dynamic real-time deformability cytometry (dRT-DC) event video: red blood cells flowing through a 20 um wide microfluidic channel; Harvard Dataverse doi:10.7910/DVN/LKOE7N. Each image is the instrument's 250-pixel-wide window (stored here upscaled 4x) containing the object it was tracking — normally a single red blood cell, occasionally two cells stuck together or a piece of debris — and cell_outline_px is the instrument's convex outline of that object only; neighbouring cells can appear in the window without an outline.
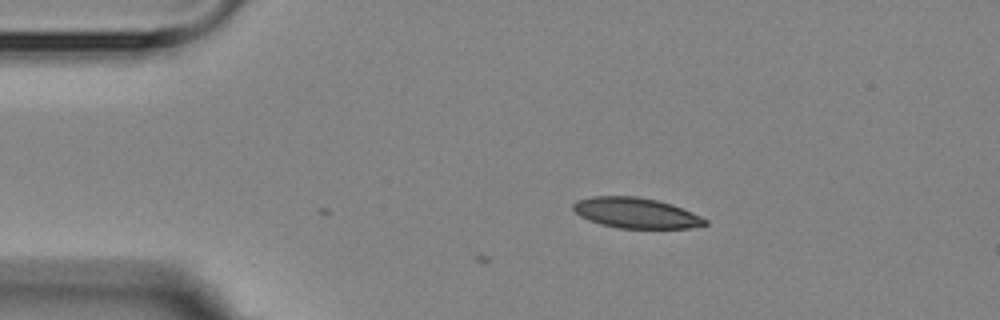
{"species": "Egyptian fruit bat (a non-hibernating species)", "species_latin": "Rousettus aegyptiacus", "temperature_condition": "room temperature", "stored_images_in_passage": 3, "camera_frame_rate_fps": 3000, "um_per_image_px": 0.085, "animal": {"sex": "female"}, "frame": {"image": 1, "passage_image": 1, "time_ms": 0.0, "image_size_px": [1000, 320], "cell_outline_px": [[708, 224], [688, 228], [616, 228], [600, 224], [588, 220], [580, 216], [572, 208], [572, 204], [576, 200], [592, 196], [636, 196], [656, 200], [672, 204], [692, 212], [708, 220]], "centroid_in_image_um": [54.03, 18.1], "position_along_channel_um": 31.0, "area_um2": 23.47}}
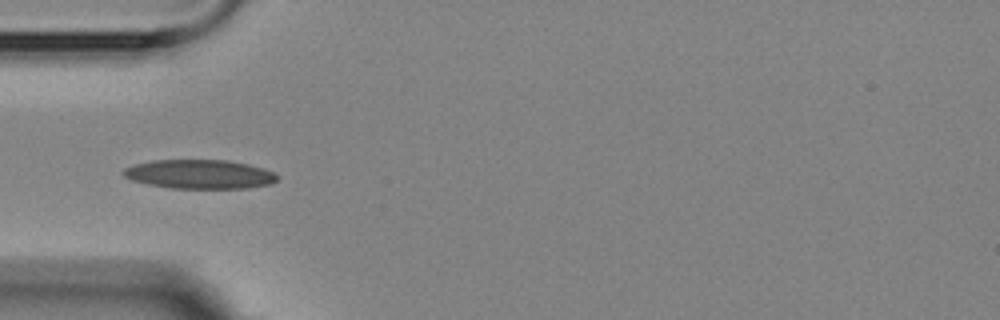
{"frame": {"image": 2, "passage_image": 3, "time_ms": 2.333, "image_size_px": [1000, 320], "cell_outline_px": [[280, 176], [272, 184], [248, 188], [168, 188], [148, 184], [132, 180], [124, 176], [120, 172], [124, 168], [136, 164], [152, 160], [228, 160], [248, 164], [264, 168], [276, 172]], "centroid_in_image_um": [17.0, 14.81], "position_along_channel_um": 68.0, "area_um2": 26.3}}